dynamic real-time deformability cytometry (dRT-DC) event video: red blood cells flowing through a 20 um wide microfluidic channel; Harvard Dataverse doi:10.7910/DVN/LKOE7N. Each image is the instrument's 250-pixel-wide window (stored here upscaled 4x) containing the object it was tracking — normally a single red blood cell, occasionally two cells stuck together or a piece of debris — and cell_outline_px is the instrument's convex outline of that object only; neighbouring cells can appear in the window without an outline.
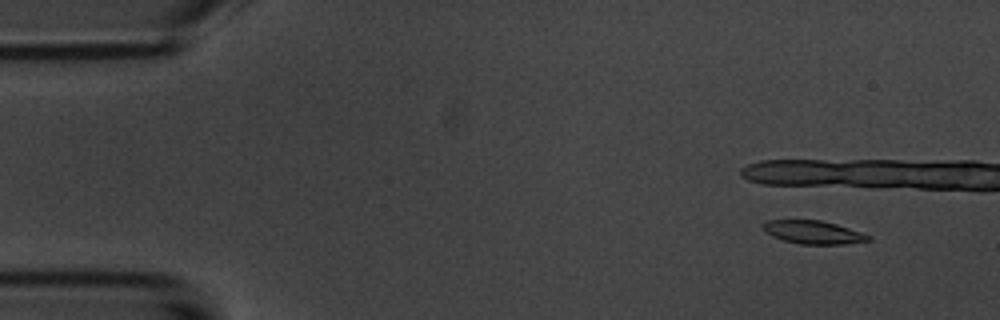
{"species": "common noctule bat (a hibernating species)", "species_latin": "Nyctalus noctula", "temperature_condition": "room temperature", "stored_images_in_passage": 4, "camera_frame_rate_fps": 3000, "um_per_image_px": 0.085, "animal": {"sex": "male", "body_mass_g": 20.1, "forearm_length_mm": 53.5}, "frame": {"image": 1, "passage_image": 2, "time_ms": 1.0, "image_size_px": [1000, 320], "cell_outline_px": [[872, 240], [844, 244], [800, 244], [784, 240], [772, 236], [764, 232], [760, 224], [768, 220], [820, 220], [836, 224], [872, 236]], "centroid_in_image_um": [69.09, 19.74], "position_along_channel_um": 15.9, "area_um2": 14.28}}